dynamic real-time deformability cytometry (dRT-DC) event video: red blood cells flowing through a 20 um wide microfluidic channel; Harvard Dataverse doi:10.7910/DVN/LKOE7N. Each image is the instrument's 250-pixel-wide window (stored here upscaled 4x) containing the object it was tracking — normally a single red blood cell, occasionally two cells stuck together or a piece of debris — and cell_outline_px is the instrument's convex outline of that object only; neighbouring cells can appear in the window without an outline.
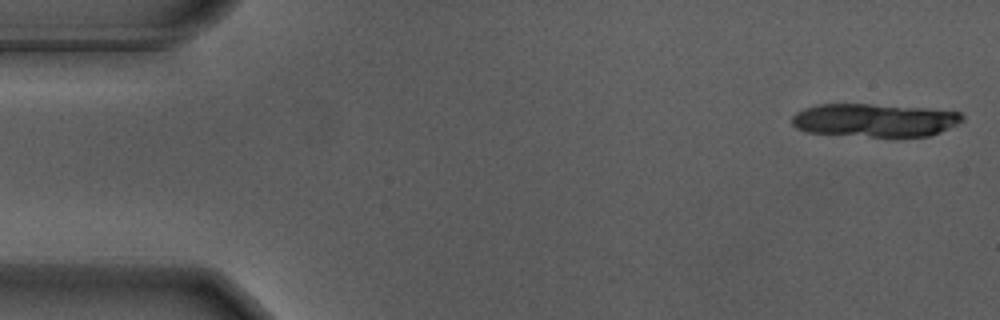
{"species": "Egyptian fruit bat (a non-hibernating species)", "species_latin": "Rousettus aegyptiacus", "temperature_condition": "warm", "stored_images_in_passage": 18, "camera_frame_rate_fps": 3000, "um_per_image_px": 0.085, "animal": {"sex": "male"}, "frame": {"image": 1, "passage_image": 1, "time_ms": 0.0, "image_size_px": [1000, 320], "cell_outline_px": [[964, 120], [940, 132], [928, 136], [872, 136], [808, 132], [796, 128], [792, 124], [792, 116], [796, 112], [804, 108], [816, 104], [872, 104], [928, 108], [960, 112], [964, 116]], "centroid_in_image_um": [74.34, 10.2], "position_along_channel_um": 10.7, "area_um2": 32.83}}